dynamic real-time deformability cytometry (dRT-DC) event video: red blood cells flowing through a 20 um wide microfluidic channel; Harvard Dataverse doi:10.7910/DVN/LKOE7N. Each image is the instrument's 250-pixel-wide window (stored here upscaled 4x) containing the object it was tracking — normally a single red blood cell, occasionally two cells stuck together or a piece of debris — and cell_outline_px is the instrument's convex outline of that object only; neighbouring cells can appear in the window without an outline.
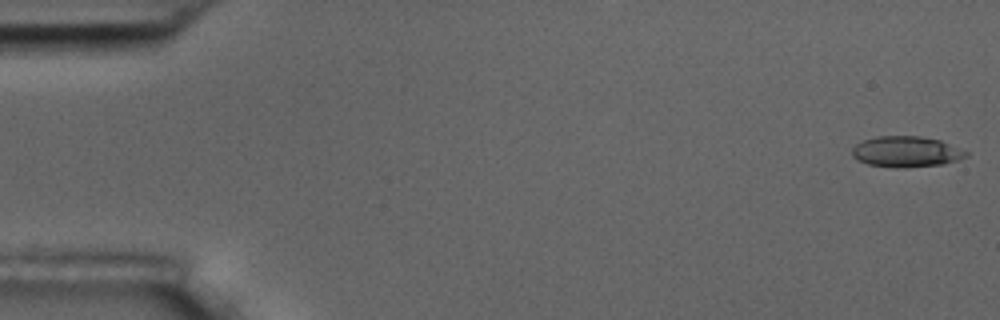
{"species": "common noctule bat (a hibernating species)", "species_latin": "Nyctalus noctula", "temperature_condition": "room temperature", "stored_images_in_passage": 4, "camera_frame_rate_fps": 3000, "um_per_image_px": 0.085, "animal": {"sex": "male", "body_mass_g": 17.5, "forearm_length_mm": 52.3}, "frame": {"image": 1, "passage_image": 1, "time_ms": 0.0, "image_size_px": [1000, 320], "cell_outline_px": [[968, 156], [960, 160], [940, 164], [904, 168], [896, 168], [868, 164], [856, 160], [852, 156], [852, 148], [856, 144], [864, 140], [876, 136], [920, 136], [940, 140], [968, 152]], "centroid_in_image_um": [77.01, 12.9], "position_along_channel_um": 8.0, "area_um2": 20.52}}